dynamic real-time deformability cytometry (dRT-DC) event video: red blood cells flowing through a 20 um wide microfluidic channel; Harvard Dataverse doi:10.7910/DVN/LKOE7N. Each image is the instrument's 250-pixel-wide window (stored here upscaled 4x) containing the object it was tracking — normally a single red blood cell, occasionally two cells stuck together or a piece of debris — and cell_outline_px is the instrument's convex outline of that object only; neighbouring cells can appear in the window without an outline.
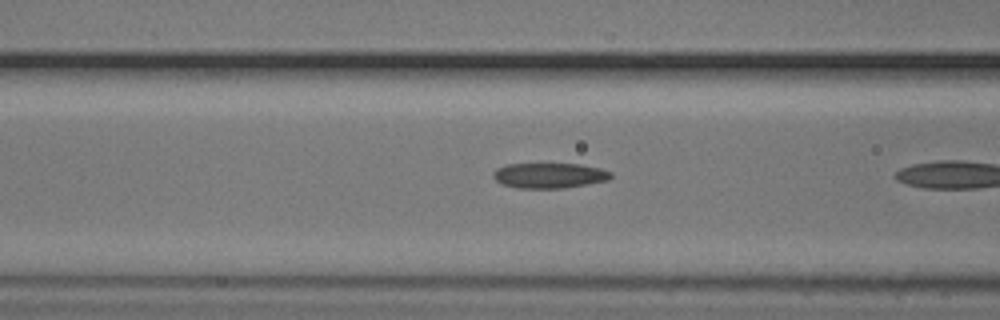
{"species": "common noctule bat (a hibernating species)", "species_latin": "Nyctalus noctula", "temperature_condition": "cold", "stored_images_in_passage": 7, "camera_frame_rate_fps": 3000, "um_per_image_px": 0.085, "animal": {"sex": "male", "body_mass_g": 20.5, "forearm_length_mm": 52.5}, "frame": {"image": 1, "passage_image": 6, "time_ms": 1.667, "image_size_px": [1000, 320], "cell_outline_px": [[612, 176], [608, 180], [588, 184], [564, 188], [516, 188], [504, 184], [496, 180], [492, 176], [492, 172], [496, 168], [504, 164], [580, 164], [600, 168], [612, 172]], "centroid_in_image_um": [46.68, 14.91], "position_along_channel_um": 119.9, "area_um2": 17.4}}